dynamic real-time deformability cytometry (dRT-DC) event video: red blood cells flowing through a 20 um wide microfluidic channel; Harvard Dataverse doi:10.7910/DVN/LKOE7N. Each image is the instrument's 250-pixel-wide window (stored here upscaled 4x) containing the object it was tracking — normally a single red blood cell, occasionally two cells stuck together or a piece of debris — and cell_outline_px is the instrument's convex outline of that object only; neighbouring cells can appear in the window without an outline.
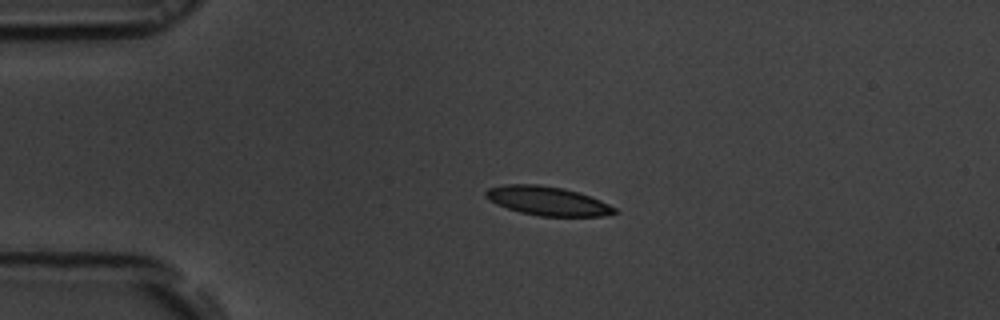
{"species": "common noctule bat (a hibernating species)", "species_latin": "Nyctalus noctula", "temperature_condition": "room temperature", "stored_images_in_passage": 44, "camera_frame_rate_fps": 3000, "um_per_image_px": 0.085, "animal": {"sex": "male", "body_mass_g": 19.5, "forearm_length_mm": 54.6}, "frame": {"image": 1, "passage_image": 1, "time_ms": 0.0, "image_size_px": [1000, 320], "cell_outline_px": [[616, 212], [604, 216], [540, 216], [520, 212], [496, 204], [488, 200], [484, 196], [484, 192], [488, 188], [504, 184], [536, 184], [564, 188], [600, 200], [616, 208]], "centroid_in_image_um": [46.48, 17.07], "position_along_channel_um": 38.5, "area_um2": 21.62}}
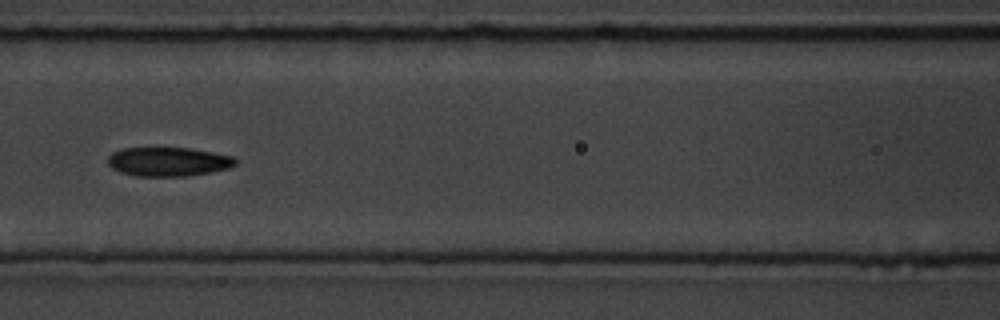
{"frame": {"image": 2, "passage_image": 13, "time_ms": 4.0, "image_size_px": [1000, 320], "cell_outline_px": [[236, 164], [228, 168], [212, 172], [188, 176], [136, 176], [120, 172], [112, 168], [108, 164], [108, 156], [112, 152], [120, 148], [188, 148], [212, 152], [232, 156], [236, 160]], "centroid_in_image_um": [14.28, 13.74], "position_along_channel_um": 152.3, "area_um2": 21.62}}
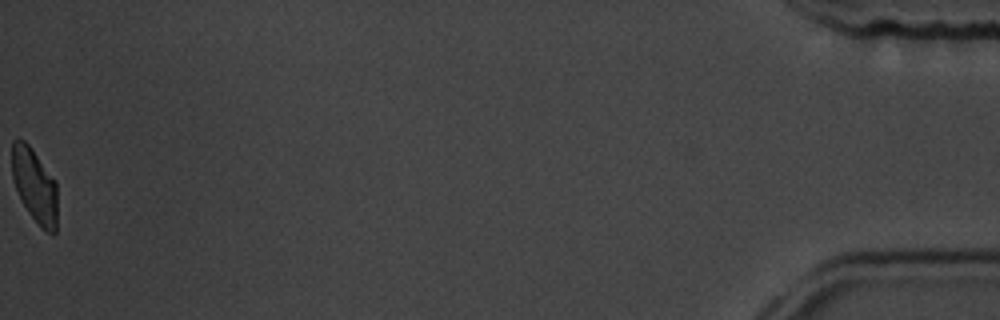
{"frame": {"image": 3, "passage_image": 44, "time_ms": 14.333, "image_size_px": [1000, 320], "cell_outline_px": [[56, 232], [52, 236], [28, 212], [12, 180], [12, 140], [24, 140], [32, 148], [56, 180]], "centroid_in_image_um": [2.95, 15.73], "position_along_channel_um": 432.3, "area_um2": 19.36}, "authors_computed_cell_mechanics": {"area_um2": 21.6172, "velocity_mm_per_s": 3.6899, "shape_relaxation_time_tau1_ms": 4.8368, "shape_relaxation_time_tau2_ms": 2.3532, "deformation_change_tau1": 0.1231, "deformation_change_tau2": 0.0761}}